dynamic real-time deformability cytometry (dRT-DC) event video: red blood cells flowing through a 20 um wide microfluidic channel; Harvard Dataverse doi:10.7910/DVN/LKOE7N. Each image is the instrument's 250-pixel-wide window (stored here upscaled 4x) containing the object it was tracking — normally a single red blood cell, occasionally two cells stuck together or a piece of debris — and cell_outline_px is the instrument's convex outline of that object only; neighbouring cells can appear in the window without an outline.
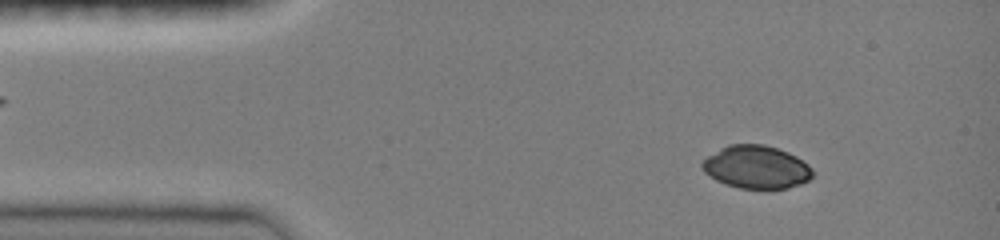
{"species": "common noctule bat (a hibernating species)", "species_latin": "Nyctalus noctula", "temperature_condition": "room temperature", "stored_images_in_passage": 44, "camera_frame_rate_fps": 3000, "um_per_image_px": 0.085, "animal": {"sex": "female", "body_mass_g": 19.0, "forearm_length_mm": 51.5}, "frame": {"image": 1, "passage_image": 5, "time_ms": 1.333, "image_size_px": [1000, 240], "cell_outline_px": [[812, 176], [808, 180], [800, 184], [788, 188], [740, 188], [716, 180], [704, 172], [700, 164], [708, 156], [720, 148], [728, 144], [764, 144], [788, 152], [796, 156], [808, 164], [812, 168]], "centroid_in_image_um": [64.29, 14.19], "position_along_channel_um": 20.7, "area_um2": 27.46}}
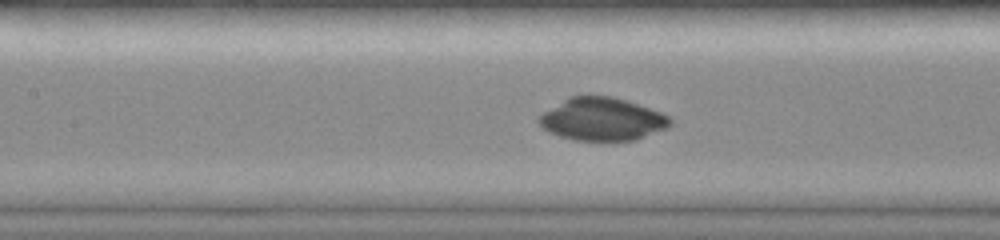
{"frame": {"image": 2, "passage_image": 20, "time_ms": 6.333, "image_size_px": [1000, 240], "cell_outline_px": [[672, 124], [668, 128], [636, 140], [572, 140], [548, 132], [536, 120], [536, 116], [564, 100], [572, 96], [612, 96], [660, 112], [668, 116], [672, 120]], "centroid_in_image_um": [51.17, 10.14], "position_along_channel_um": 156.2, "area_um2": 32.54}}
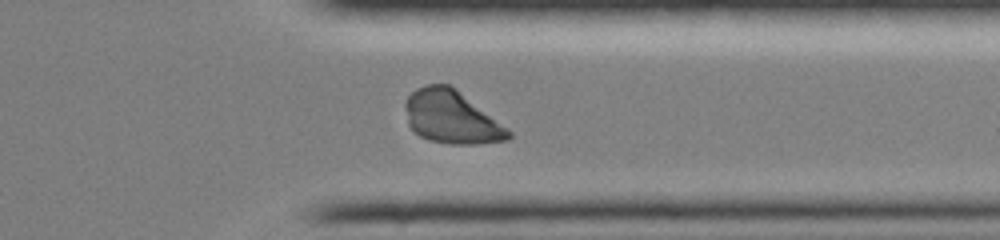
{"frame": {"image": 3, "passage_image": 36, "time_ms": 11.667, "image_size_px": [1000, 240], "cell_outline_px": [[512, 136], [508, 140], [476, 144], [452, 144], [428, 140], [420, 136], [408, 124], [404, 104], [408, 96], [416, 88], [424, 84], [448, 84], [456, 88], [508, 128], [512, 132]], "centroid_in_image_um": [38.38, 9.95], "position_along_channel_um": 373.0, "area_um2": 31.91}}